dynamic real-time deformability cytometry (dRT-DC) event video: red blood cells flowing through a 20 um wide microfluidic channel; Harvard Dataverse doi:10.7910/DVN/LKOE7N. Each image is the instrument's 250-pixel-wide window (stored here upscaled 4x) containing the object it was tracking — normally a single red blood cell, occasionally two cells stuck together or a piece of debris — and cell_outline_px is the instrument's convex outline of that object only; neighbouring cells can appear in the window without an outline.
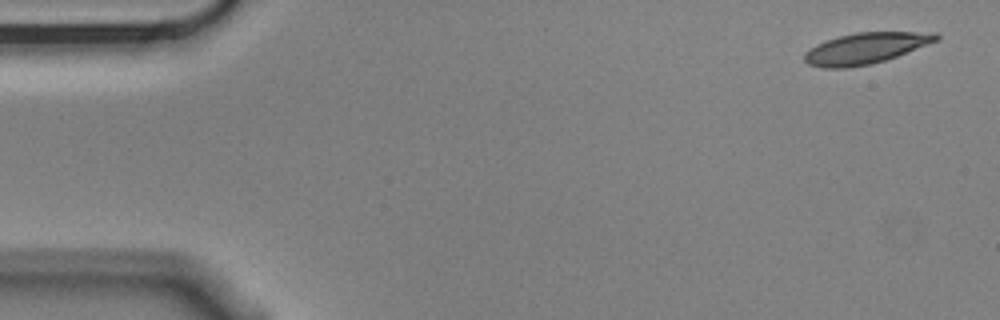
{"species": "Egyptian fruit bat (a non-hibernating species)", "species_latin": "Rousettus aegyptiacus", "temperature_condition": "cold", "stored_images_in_passage": 6, "camera_frame_rate_fps": 3000, "um_per_image_px": 0.085, "animal": {"sex": "male"}, "frame": {"image": 1, "passage_image": 1, "time_ms": 0.0, "image_size_px": [1000, 320], "cell_outline_px": [[940, 40], [896, 56], [872, 64], [848, 68], [820, 68], [808, 64], [804, 60], [804, 52], [816, 44], [840, 36], [856, 32], [936, 32], [940, 36]], "centroid_in_image_um": [73.58, 4.11], "position_along_channel_um": 11.4, "area_um2": 23.87}}
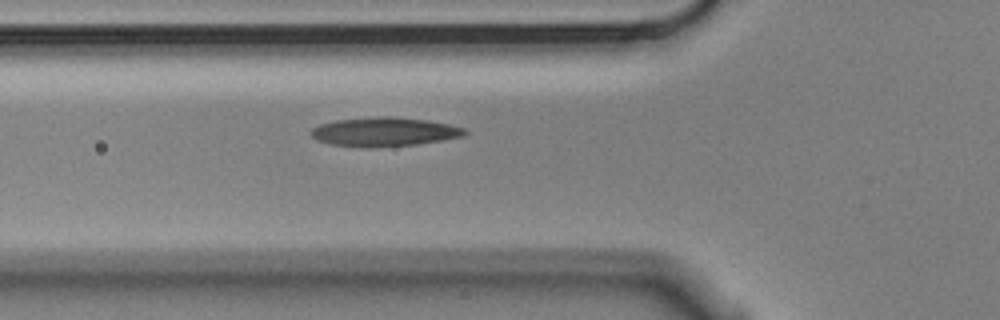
{"frame": {"image": 2, "passage_image": 6, "time_ms": 1.667, "image_size_px": [1000, 320], "cell_outline_px": [[468, 132], [464, 136], [416, 144], [376, 148], [360, 148], [332, 144], [316, 140], [308, 132], [312, 128], [320, 124], [336, 120], [376, 116], [388, 116], [428, 120], [448, 124], [464, 128]], "centroid_in_image_um": [32.62, 11.21], "position_along_channel_um": 93.2, "area_um2": 26.18}}